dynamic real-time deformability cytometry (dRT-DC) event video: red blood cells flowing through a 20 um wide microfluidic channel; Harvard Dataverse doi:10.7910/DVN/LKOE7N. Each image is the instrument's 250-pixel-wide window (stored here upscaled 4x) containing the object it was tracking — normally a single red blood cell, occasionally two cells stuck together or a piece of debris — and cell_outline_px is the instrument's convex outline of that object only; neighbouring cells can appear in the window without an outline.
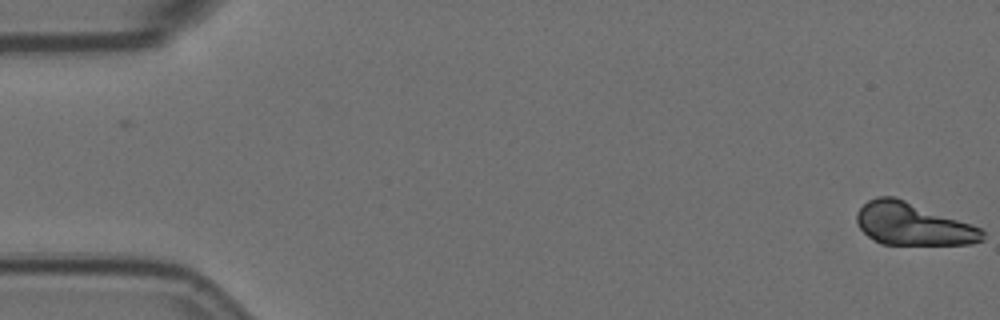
{"species": "Egyptian fruit bat (a non-hibernating species)", "species_latin": "Rousettus aegyptiacus", "temperature_condition": "room temperature", "stored_images_in_passage": 10, "camera_frame_rate_fps": 3000, "um_per_image_px": 0.085, "animal": {"sex": "female"}, "frame": {"image": 1, "passage_image": 1, "time_ms": 0.0, "image_size_px": [1000, 320], "cell_outline_px": [[984, 240], [972, 244], [880, 244], [868, 236], [860, 228], [856, 220], [856, 212], [868, 200], [876, 196], [896, 196], [972, 224], [980, 228], [984, 232]], "centroid_in_image_um": [77.59, 19.03], "position_along_channel_um": 7.4, "area_um2": 31.21}}
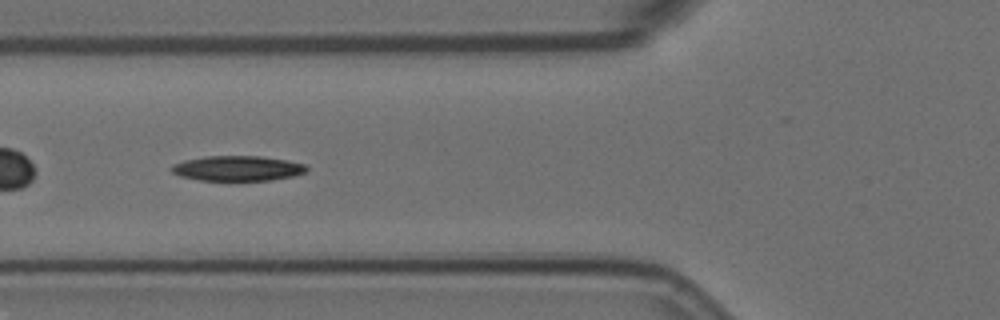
{"frame": {"image": 2, "passage_image": 7, "time_ms": 2.0, "image_size_px": [1000, 320], "cell_outline_px": [[308, 172], [292, 176], [272, 180], [200, 180], [180, 176], [172, 172], [168, 168], [172, 164], [184, 160], [204, 156], [260, 156], [288, 160], [304, 164], [308, 168]], "centroid_in_image_um": [20.17, 14.3], "position_along_channel_um": 105.6, "area_um2": 19.88}}
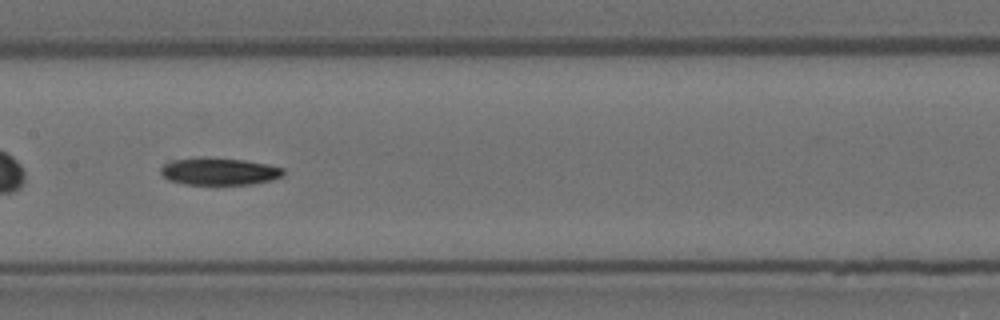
{"frame": {"image": 3, "passage_image": 9, "time_ms": 2.667, "image_size_px": [1000, 320], "cell_outline_px": [[284, 176], [272, 180], [252, 184], [184, 184], [168, 180], [160, 172], [160, 168], [164, 164], [176, 160], [244, 160], [268, 164], [284, 168]], "centroid_in_image_um": [18.71, 14.62], "position_along_channel_um": 188.7, "area_um2": 18.61}}